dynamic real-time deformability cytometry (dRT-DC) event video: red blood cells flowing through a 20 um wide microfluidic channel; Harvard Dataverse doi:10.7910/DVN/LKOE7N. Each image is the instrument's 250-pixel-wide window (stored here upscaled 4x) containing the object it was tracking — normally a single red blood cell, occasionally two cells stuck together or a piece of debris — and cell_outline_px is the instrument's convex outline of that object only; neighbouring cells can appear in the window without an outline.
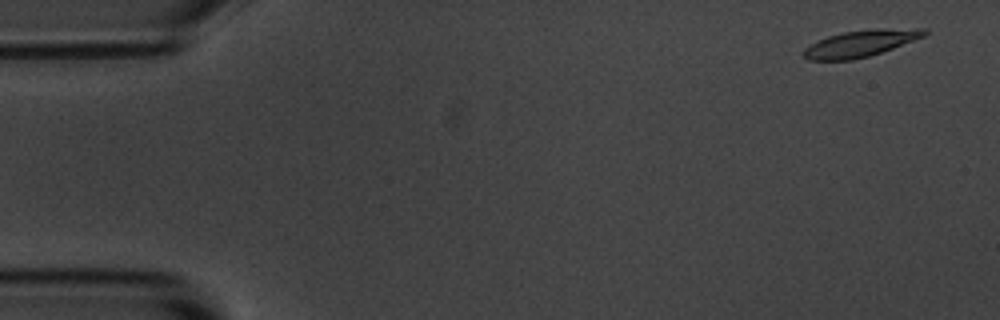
{"species": "common noctule bat (a hibernating species)", "species_latin": "Nyctalus noctula", "temperature_condition": "room temperature", "stored_images_in_passage": 6, "camera_frame_rate_fps": 3000, "um_per_image_px": 0.085, "animal": {"sex": "male", "body_mass_g": 20.1, "forearm_length_mm": 53.5}, "frame": {"image": 1, "passage_image": 1, "time_ms": 0.0, "image_size_px": [1000, 320], "cell_outline_px": [[928, 32], [924, 36], [892, 48], [868, 56], [852, 60], [808, 60], [804, 56], [804, 48], [828, 36], [844, 32], [872, 28], [928, 28]], "centroid_in_image_um": [73.18, 3.67], "position_along_channel_um": 11.8, "area_um2": 18.55}}
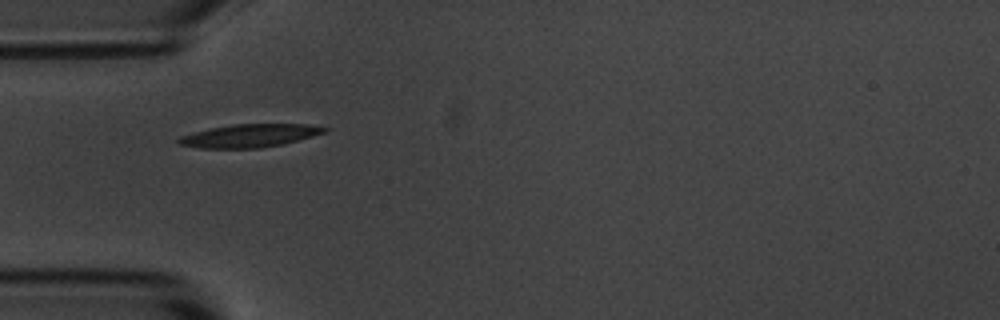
{"frame": {"image": 2, "passage_image": 5, "time_ms": 4.667, "image_size_px": [1000, 320], "cell_outline_px": [[332, 128], [328, 132], [284, 144], [260, 148], [200, 148], [180, 144], [176, 140], [180, 136], [208, 128], [232, 124], [308, 124]], "centroid_in_image_um": [21.28, 11.52], "position_along_channel_um": 63.7, "area_um2": 19.83}}